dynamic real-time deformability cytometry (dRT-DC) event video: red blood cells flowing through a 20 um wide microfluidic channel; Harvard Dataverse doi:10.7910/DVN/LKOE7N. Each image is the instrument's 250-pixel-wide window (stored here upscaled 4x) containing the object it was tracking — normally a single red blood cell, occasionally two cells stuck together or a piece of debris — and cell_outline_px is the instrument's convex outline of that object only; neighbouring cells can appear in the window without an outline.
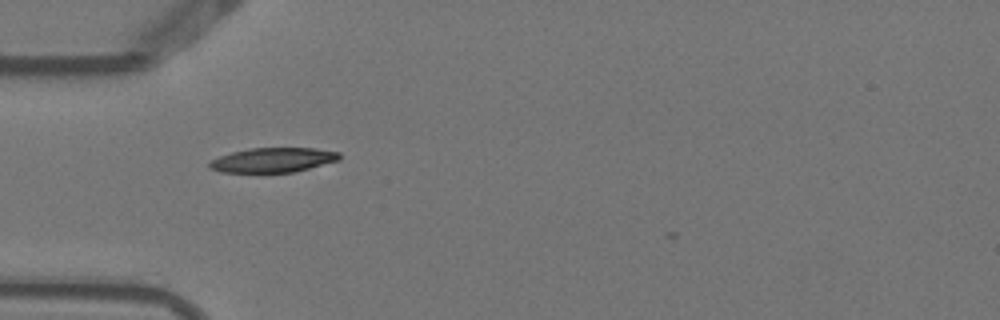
{"species": "Egyptian fruit bat (a non-hibernating species)", "species_latin": "Rousettus aegyptiacus", "temperature_condition": "warm", "stored_images_in_passage": 5, "camera_frame_rate_fps": 3000, "um_per_image_px": 0.085, "animal": {"sex": "female"}, "frame": {"image": 1, "passage_image": 1, "time_ms": 0.0, "image_size_px": [1000, 320], "cell_outline_px": [[340, 160], [292, 172], [220, 172], [208, 168], [208, 164], [212, 160], [220, 156], [232, 152], [248, 148], [316, 148], [340, 152]], "centroid_in_image_um": [23.2, 13.59], "position_along_channel_um": 61.8, "area_um2": 18.55}}
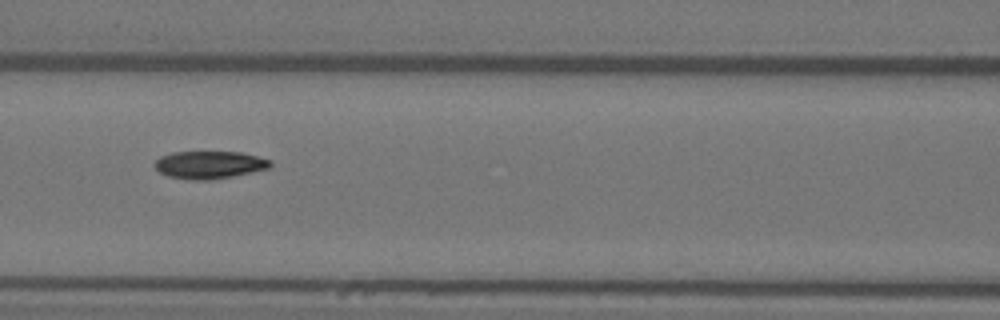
{"frame": {"image": 2, "passage_image": 3, "time_ms": 0.667, "image_size_px": [1000, 320], "cell_outline_px": [[272, 164], [268, 168], [232, 176], [208, 180], [192, 180], [168, 176], [160, 172], [152, 164], [160, 156], [172, 152], [240, 152], [272, 160]], "centroid_in_image_um": [17.76, 14.0], "position_along_channel_um": 148.8, "area_um2": 18.5}}
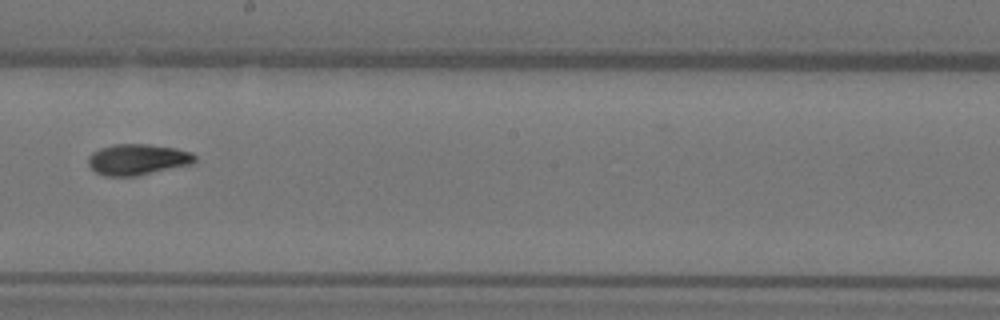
{"frame": {"image": 3, "passage_image": 5, "time_ms": 1.333, "image_size_px": [1000, 320], "cell_outline_px": [[196, 160], [192, 164], [136, 176], [104, 176], [96, 172], [88, 164], [88, 156], [92, 152], [100, 148], [112, 144], [148, 144], [176, 148], [192, 152], [196, 156]], "centroid_in_image_um": [11.69, 13.55], "position_along_channel_um": 236.5, "area_um2": 19.36}}